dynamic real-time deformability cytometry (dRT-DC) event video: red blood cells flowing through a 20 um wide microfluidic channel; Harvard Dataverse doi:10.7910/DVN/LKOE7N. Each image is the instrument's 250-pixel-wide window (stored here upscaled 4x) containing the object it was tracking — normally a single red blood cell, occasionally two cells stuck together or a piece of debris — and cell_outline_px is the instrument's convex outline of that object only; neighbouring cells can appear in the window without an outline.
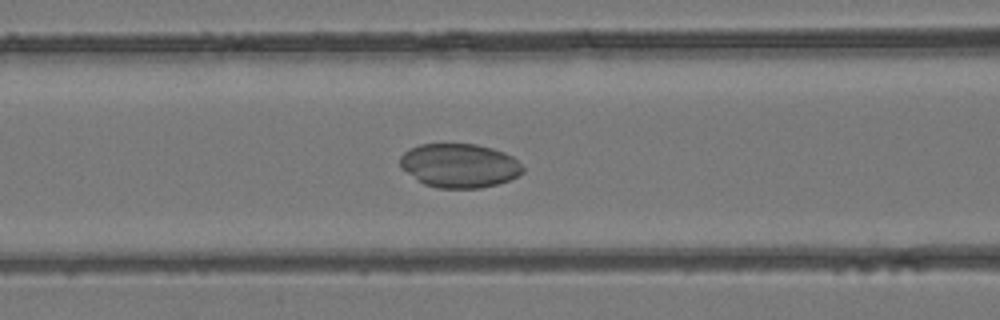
{"species": "common noctule bat (a hibernating species)", "species_latin": "Nyctalus noctula", "temperature_condition": "room temperature", "stored_images_in_passage": 45, "camera_frame_rate_fps": 3000, "um_per_image_px": 0.085, "animal": {"sex": "female", "body_mass_g": 24.6, "forearm_length_mm": 56.2}, "frame": {"image": 1, "passage_image": 19, "time_ms": 6.0, "image_size_px": [1000, 320], "cell_outline_px": [[524, 172], [508, 180], [496, 184], [480, 188], [436, 188], [424, 184], [400, 168], [400, 156], [408, 148], [420, 144], [476, 144], [492, 148], [504, 152], [512, 156], [524, 168]], "centroid_in_image_um": [39.02, 14.07], "position_along_channel_um": 127.6, "area_um2": 31.5}}
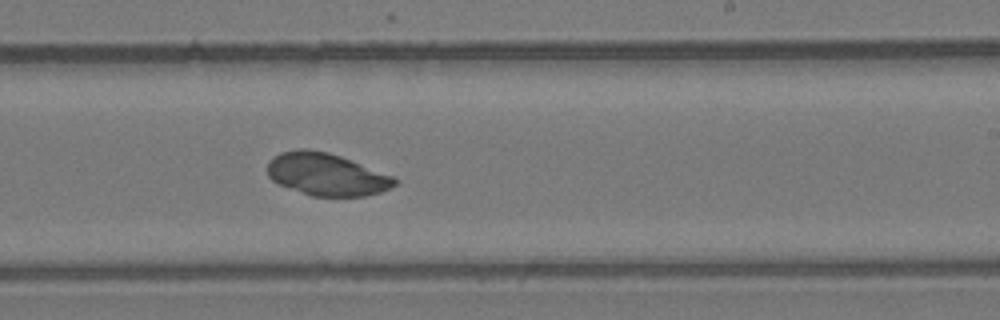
{"frame": {"image": 2, "passage_image": 28, "time_ms": 9.0, "image_size_px": [1000, 320], "cell_outline_px": [[396, 184], [380, 192], [364, 196], [312, 196], [280, 184], [272, 180], [268, 176], [268, 160], [272, 156], [280, 152], [296, 148], [308, 148], [328, 152], [340, 156], [392, 176], [396, 180]], "centroid_in_image_um": [27.69, 14.8], "position_along_channel_um": 261.3, "area_um2": 31.21}}
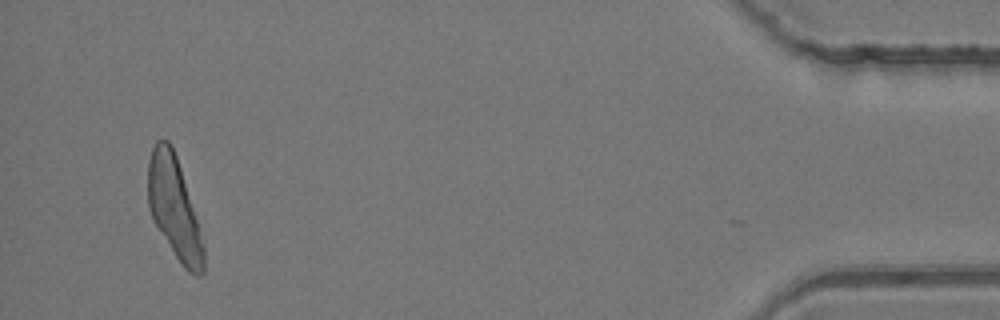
{"frame": {"image": 3, "passage_image": 44, "time_ms": 14.333, "image_size_px": [1000, 320], "cell_outline_px": [[204, 272], [200, 276], [196, 276], [188, 272], [184, 268], [152, 220], [148, 208], [148, 160], [152, 148], [156, 140], [168, 140], [176, 156], [180, 168], [196, 220], [204, 248]], "centroid_in_image_um": [14.77, 17.68], "position_along_channel_um": 420.4, "area_um2": 32.19}}